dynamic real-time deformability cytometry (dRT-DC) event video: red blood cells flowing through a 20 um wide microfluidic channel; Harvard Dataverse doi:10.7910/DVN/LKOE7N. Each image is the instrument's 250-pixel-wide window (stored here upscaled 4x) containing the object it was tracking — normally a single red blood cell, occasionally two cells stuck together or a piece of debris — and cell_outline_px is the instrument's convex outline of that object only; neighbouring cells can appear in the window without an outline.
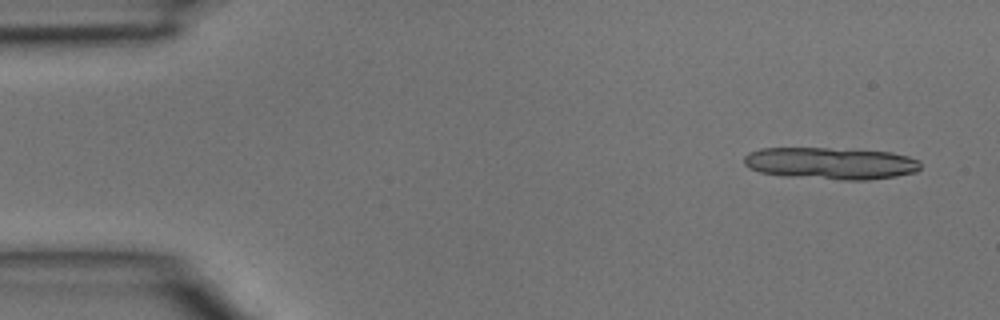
{"species": "common noctule bat (a hibernating species)", "species_latin": "Nyctalus noctula", "temperature_condition": "room temperature", "stored_images_in_passage": 4, "camera_frame_rate_fps": 3000, "um_per_image_px": 0.085, "animal": {"sex": "male", "body_mass_g": 15.6}, "frame": {"image": 1, "passage_image": 1, "time_ms": 0.0, "image_size_px": [1000, 320], "cell_outline_px": [[920, 168], [916, 172], [896, 176], [868, 180], [844, 180], [784, 176], [760, 172], [748, 168], [744, 164], [744, 156], [748, 152], [760, 148], [828, 148], [892, 152], [908, 156], [920, 160]], "centroid_in_image_um": [70.6, 13.88], "position_along_channel_um": 14.4, "area_um2": 33.12}}